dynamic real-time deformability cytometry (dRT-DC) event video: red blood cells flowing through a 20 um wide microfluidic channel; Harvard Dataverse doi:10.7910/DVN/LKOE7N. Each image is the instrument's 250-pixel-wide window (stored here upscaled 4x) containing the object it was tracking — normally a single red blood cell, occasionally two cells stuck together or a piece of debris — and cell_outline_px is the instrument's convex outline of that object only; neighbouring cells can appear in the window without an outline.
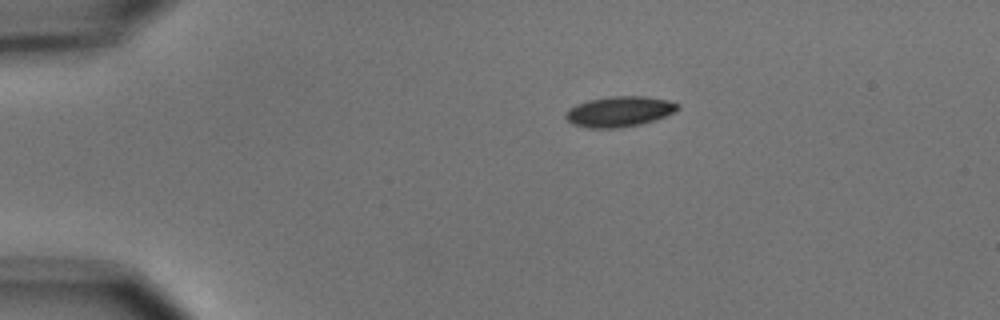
{"species": "common noctule bat (a hibernating species)", "species_latin": "Nyctalus noctula", "temperature_condition": "cold", "stored_images_in_passage": 3, "camera_frame_rate_fps": 3000, "um_per_image_px": 0.085, "animal": {"sex": "male", "body_mass_g": 15.6}, "frame": {"image": 1, "passage_image": 1, "time_ms": 0.0, "image_size_px": [1000, 320], "cell_outline_px": [[680, 108], [664, 116], [640, 124], [616, 128], [588, 128], [572, 124], [564, 116], [564, 112], [568, 108], [576, 104], [588, 100], [612, 96], [644, 96], [668, 100], [680, 104]], "centroid_in_image_um": [52.59, 9.47], "position_along_channel_um": 32.4, "area_um2": 19.83}}